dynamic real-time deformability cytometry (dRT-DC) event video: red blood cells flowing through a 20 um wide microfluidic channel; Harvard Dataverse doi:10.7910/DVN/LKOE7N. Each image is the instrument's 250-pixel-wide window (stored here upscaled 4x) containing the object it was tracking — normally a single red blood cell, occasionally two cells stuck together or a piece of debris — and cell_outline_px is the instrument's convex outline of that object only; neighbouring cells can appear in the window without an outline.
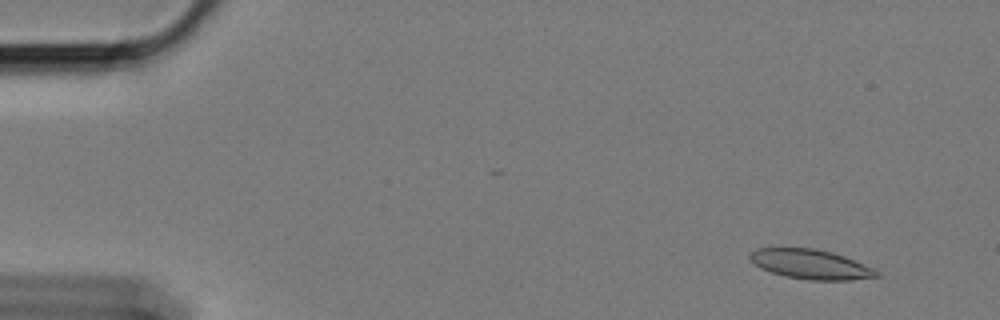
{"species": "Egyptian fruit bat (a non-hibernating species)", "species_latin": "Rousettus aegyptiacus", "temperature_condition": "cold", "stored_images_in_passage": 59, "camera_frame_rate_fps": 3000, "um_per_image_px": 0.085, "animal": {"sex": "female"}, "frame": {"image": 1, "passage_image": 5, "time_ms": 1.333, "image_size_px": [1000, 320], "cell_outline_px": [[880, 276], [848, 280], [808, 280], [784, 276], [760, 268], [748, 256], [756, 248], [816, 248], [832, 252], [844, 256], [864, 264], [880, 272]], "centroid_in_image_um": [68.92, 22.46], "position_along_channel_um": 16.1, "area_um2": 21.73}}
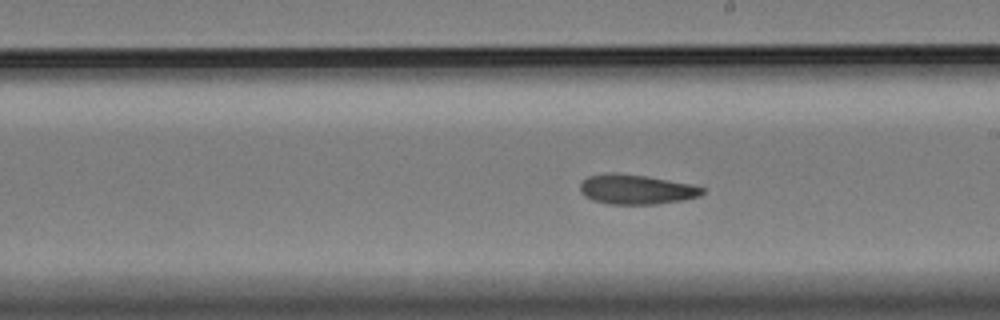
{"frame": {"image": 2, "passage_image": 34, "time_ms": 11.0, "image_size_px": [1000, 320], "cell_outline_px": [[704, 192], [700, 196], [684, 200], [656, 204], [608, 204], [592, 200], [584, 196], [580, 192], [580, 184], [588, 176], [608, 172], [616, 172], [648, 176], [692, 184], [704, 188]], "centroid_in_image_um": [54.07, 16.09], "position_along_channel_um": 234.9, "area_um2": 21.44}}
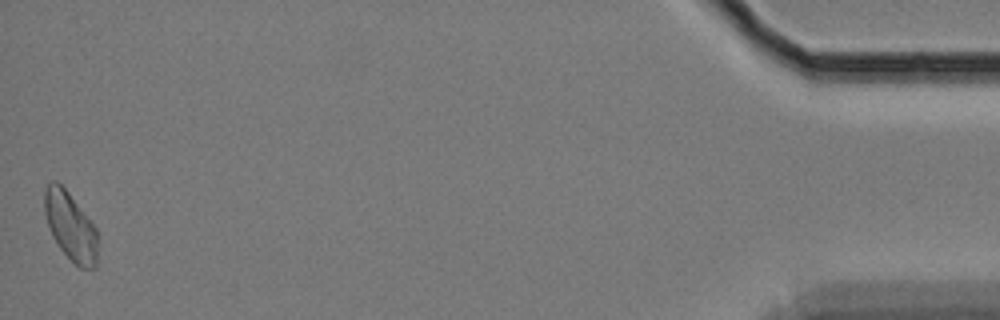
{"frame": {"image": 3, "passage_image": 59, "time_ms": 19.333, "image_size_px": [1000, 320], "cell_outline_px": [[96, 268], [80, 268], [60, 248], [52, 236], [44, 212], [44, 188], [52, 180], [56, 180], [68, 192], [96, 228]], "centroid_in_image_um": [5.96, 19.21], "position_along_channel_um": 429.2, "area_um2": 20.75}, "authors_computed_cell_mechanics": {"area_um2": 21.5594, "velocity_mm_per_s": 3.3786, "shape_relaxation_time_tau1_ms": null, "shape_relaxation_time_tau2_ms": 9.4253, "deformation_change_tau1": null, "deformation_change_tau2": 0.1588}}